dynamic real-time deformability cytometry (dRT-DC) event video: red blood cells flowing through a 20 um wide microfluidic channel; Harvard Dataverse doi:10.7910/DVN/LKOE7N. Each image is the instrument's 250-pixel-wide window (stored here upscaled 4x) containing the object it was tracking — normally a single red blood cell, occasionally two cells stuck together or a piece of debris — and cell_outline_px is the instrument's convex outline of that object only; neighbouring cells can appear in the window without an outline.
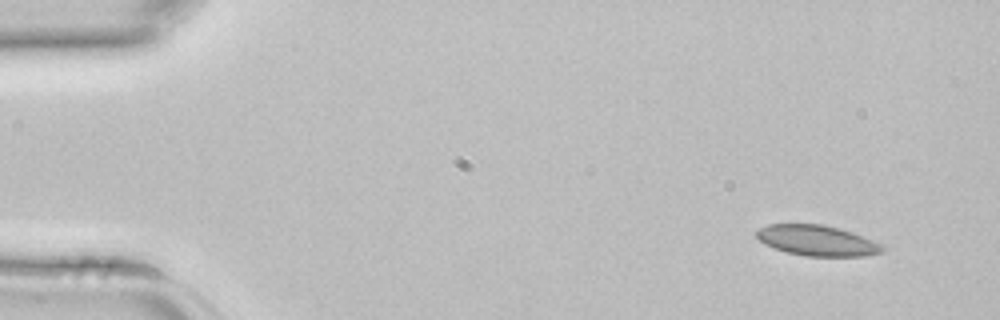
{"species": "common noctule bat (a hibernating species)", "species_latin": "Nyctalus noctula", "temperature_condition": "room temperature", "stored_images_in_passage": 4, "segment_of_instrument_passage": [1, 2], "camera_frame_rate_fps": 3000, "um_per_image_px": 0.085, "animal": {"sex": "female", "body_mass_g": 22.7, "forearm_length_mm": 54.2}, "frame": {"image": 1, "passage_image": 1, "time_ms": 0.0, "image_size_px": [1000, 320], "cell_outline_px": [[884, 252], [868, 256], [804, 256], [788, 252], [764, 244], [756, 236], [756, 232], [760, 228], [768, 224], [824, 224], [840, 228], [852, 232], [872, 240], [880, 244], [884, 248]], "centroid_in_image_um": [69.47, 20.44], "position_along_channel_um": 15.5, "area_um2": 22.37}}
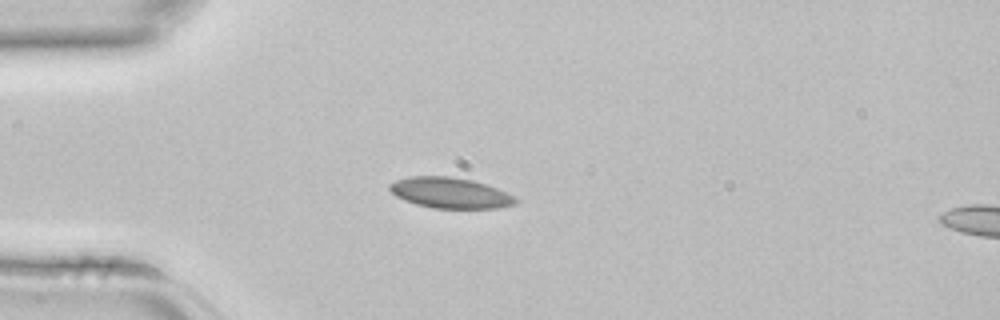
{"frame": {"image": 2, "passage_image": 3, "time_ms": 0.667, "image_size_px": [1000, 320], "cell_outline_px": [[520, 200], [516, 204], [496, 208], [432, 208], [416, 204], [404, 200], [396, 196], [388, 188], [388, 184], [396, 180], [408, 176], [452, 176], [472, 180], [496, 188], [516, 196]], "centroid_in_image_um": [38.26, 16.39], "position_along_channel_um": 46.7, "area_um2": 22.66}}